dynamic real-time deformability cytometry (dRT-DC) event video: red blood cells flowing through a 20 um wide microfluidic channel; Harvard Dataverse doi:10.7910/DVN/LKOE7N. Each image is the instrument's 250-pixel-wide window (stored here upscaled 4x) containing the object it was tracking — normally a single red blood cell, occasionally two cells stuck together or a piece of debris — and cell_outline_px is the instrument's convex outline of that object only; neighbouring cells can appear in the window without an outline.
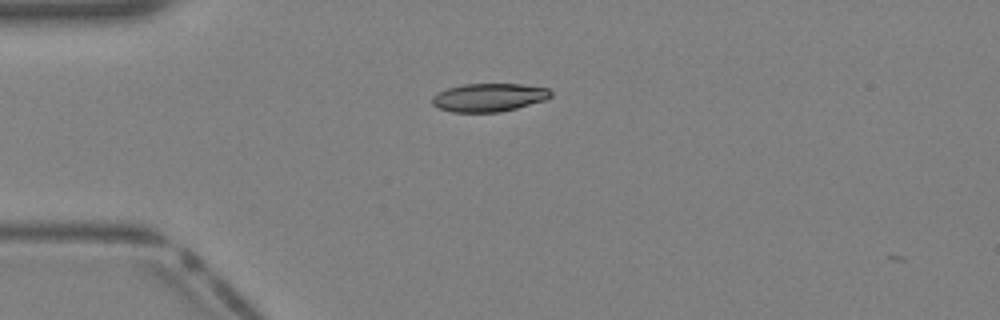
{"species": "Egyptian fruit bat (a non-hibernating species)", "species_latin": "Rousettus aegyptiacus", "temperature_condition": "warm", "stored_images_in_passage": 2, "camera_frame_rate_fps": 3000, "um_per_image_px": 0.085, "animal": {"sex": "female"}, "frame": {"image": 1, "passage_image": 1, "time_ms": 0.0, "image_size_px": [1000, 320], "cell_outline_px": [[552, 96], [544, 100], [516, 108], [500, 112], [452, 112], [440, 108], [432, 104], [432, 96], [448, 88], [464, 84], [520, 84], [548, 88], [552, 92]], "centroid_in_image_um": [41.57, 8.28], "position_along_channel_um": 43.4, "area_um2": 19.36}}